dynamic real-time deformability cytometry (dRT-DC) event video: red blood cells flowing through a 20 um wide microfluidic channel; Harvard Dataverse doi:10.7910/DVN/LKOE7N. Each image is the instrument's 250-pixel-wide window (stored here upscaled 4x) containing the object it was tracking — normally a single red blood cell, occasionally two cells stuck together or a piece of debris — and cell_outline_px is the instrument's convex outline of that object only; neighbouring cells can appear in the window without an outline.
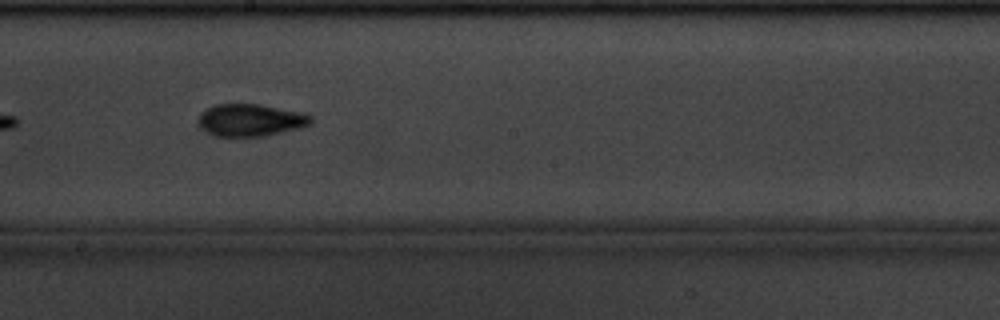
{"species": "common noctule bat (a hibernating species)", "species_latin": "Nyctalus noctula", "temperature_condition": "cold", "stored_images_in_passage": 12, "camera_frame_rate_fps": 3000, "um_per_image_px": 0.085, "animal": {"sex": "male", "body_mass_g": 20.1, "forearm_length_mm": 53.5}, "frame": {"image": 1, "passage_image": 6, "time_ms": 1.667, "image_size_px": [1000, 320], "cell_outline_px": [[312, 124], [300, 128], [264, 136], [216, 136], [204, 128], [200, 124], [200, 116], [208, 108], [216, 104], [260, 104], [304, 112], [312, 116]], "centroid_in_image_um": [21.4, 10.2], "position_along_channel_um": 226.8, "area_um2": 20.92}}
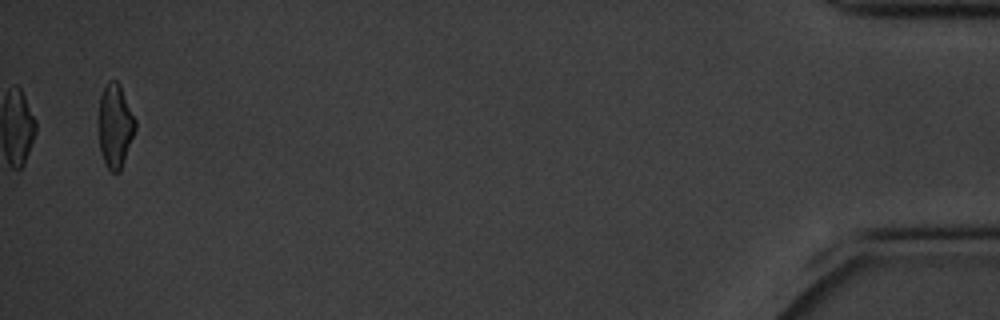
{"frame": {"image": 2, "passage_image": 12, "time_ms": 3.667, "image_size_px": [1000, 320], "cell_outline_px": [[136, 128], [120, 172], [112, 172], [104, 164], [100, 152], [96, 124], [100, 96], [104, 84], [108, 80], [116, 80], [120, 84], [136, 120]], "centroid_in_image_um": [9.74, 10.68], "position_along_channel_um": 425.5, "area_um2": 18.61}}